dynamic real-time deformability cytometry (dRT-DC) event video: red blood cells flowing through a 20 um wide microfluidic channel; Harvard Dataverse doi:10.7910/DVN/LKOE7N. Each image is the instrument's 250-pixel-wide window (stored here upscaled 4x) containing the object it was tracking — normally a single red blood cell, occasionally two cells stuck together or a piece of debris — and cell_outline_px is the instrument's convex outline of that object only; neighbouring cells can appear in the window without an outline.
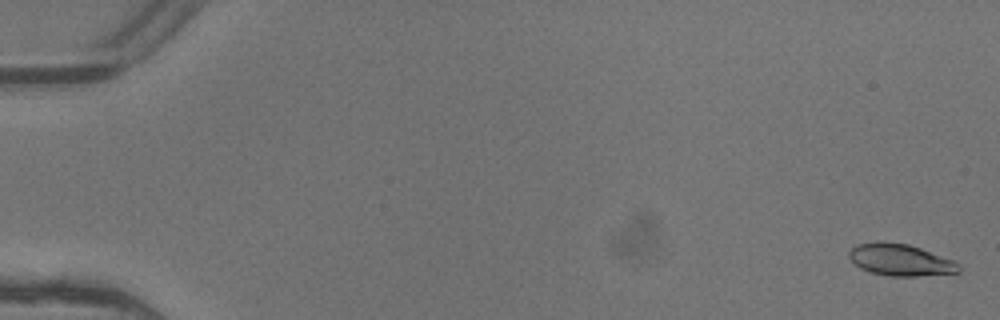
{"species": "common noctule bat (a hibernating species)", "species_latin": "Nyctalus noctula", "temperature_condition": "warm", "stored_images_in_passage": 3, "camera_frame_rate_fps": 3000, "um_per_image_px": 0.085, "animal": {"sex": "female"}, "frame": {"image": 1, "passage_image": 1, "time_ms": 0.0, "image_size_px": [1000, 320], "cell_outline_px": [[960, 272], [916, 276], [888, 276], [872, 272], [860, 268], [848, 256], [848, 252], [856, 244], [876, 240], [884, 240], [908, 244], [920, 248], [952, 260], [960, 264]], "centroid_in_image_um": [76.49, 22.07], "position_along_channel_um": 8.5, "area_um2": 20.4}}